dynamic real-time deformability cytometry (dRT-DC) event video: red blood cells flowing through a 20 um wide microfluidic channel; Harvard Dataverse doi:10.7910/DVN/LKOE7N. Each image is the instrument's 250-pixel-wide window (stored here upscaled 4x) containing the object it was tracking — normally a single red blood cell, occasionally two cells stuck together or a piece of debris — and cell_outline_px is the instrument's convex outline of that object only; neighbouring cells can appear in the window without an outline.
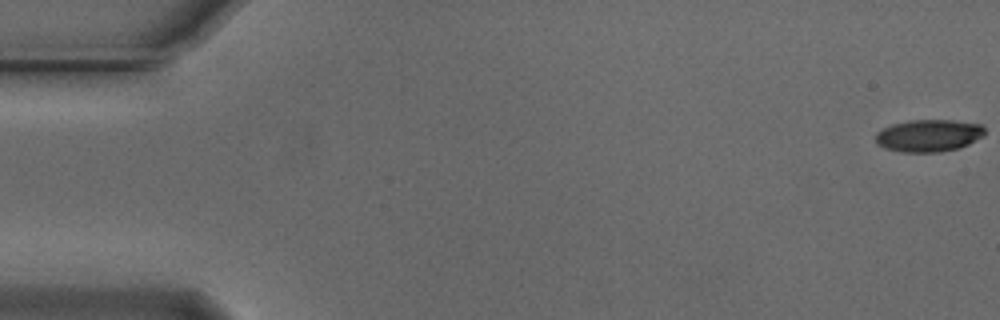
{"species": "Egyptian fruit bat (a non-hibernating species)", "species_latin": "Rousettus aegyptiacus", "temperature_condition": "cold", "stored_images_in_passage": 55, "camera_frame_rate_fps": 3000, "um_per_image_px": 0.085, "animal": {"sex": "male"}, "frame": {"image": 1, "passage_image": 1, "time_ms": 0.0, "image_size_px": [1000, 320], "cell_outline_px": [[984, 136], [960, 148], [940, 152], [900, 152], [884, 148], [876, 144], [876, 132], [892, 124], [912, 120], [952, 120], [984, 124]], "centroid_in_image_um": [78.95, 11.53], "position_along_channel_um": 6.0, "area_um2": 20.69}}
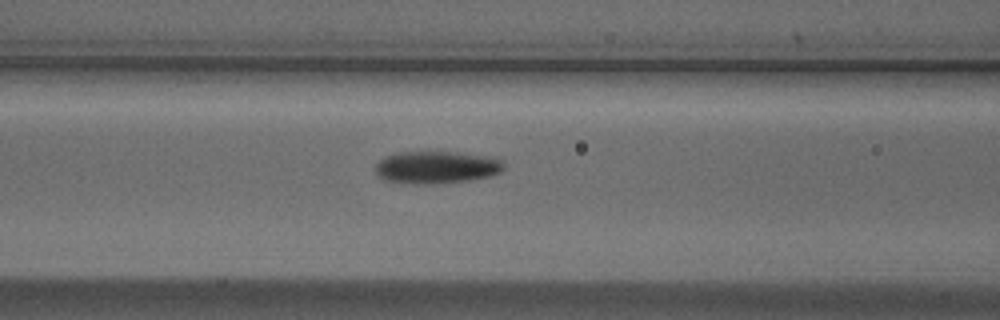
{"frame": {"image": 2, "passage_image": 23, "time_ms": 7.333, "image_size_px": [1000, 320], "cell_outline_px": [[504, 168], [500, 172], [492, 176], [468, 180], [436, 184], [412, 184], [384, 180], [376, 172], [376, 164], [384, 156], [396, 152], [424, 148], [496, 156], [504, 164]], "centroid_in_image_um": [37.11, 14.16], "position_along_channel_um": 129.5, "area_um2": 25.55}}
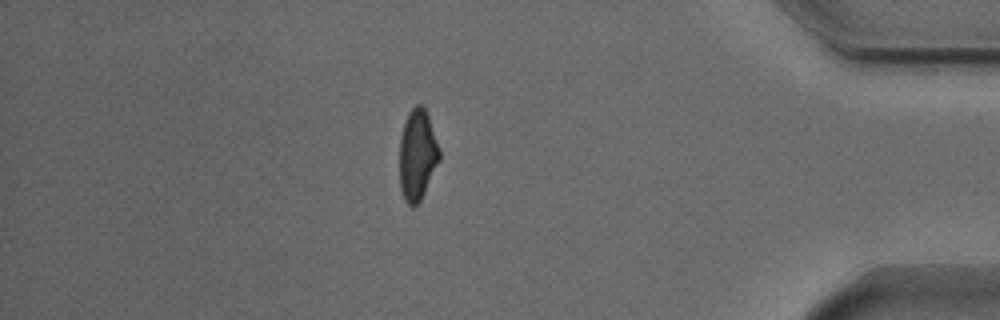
{"frame": {"image": 3, "passage_image": 48, "time_ms": 15.667, "image_size_px": [1000, 320], "cell_outline_px": [[440, 160], [420, 200], [412, 208], [404, 200], [400, 188], [400, 140], [404, 124], [408, 112], [416, 104], [420, 104], [424, 108], [428, 116], [440, 148]], "centroid_in_image_um": [35.48, 13.17], "position_along_channel_um": 399.7, "area_um2": 20.98}, "authors_computed_cell_mechanics": {"area_um2": 21.8484, "velocity_mm_per_s": 3.7287, "shape_relaxation_time_tau1_ms": 4.3133, "shape_relaxation_time_tau2_ms": 7.8329, "deformation_change_tau1": 0.1492, "deformation_change_tau2": 0.1572}}